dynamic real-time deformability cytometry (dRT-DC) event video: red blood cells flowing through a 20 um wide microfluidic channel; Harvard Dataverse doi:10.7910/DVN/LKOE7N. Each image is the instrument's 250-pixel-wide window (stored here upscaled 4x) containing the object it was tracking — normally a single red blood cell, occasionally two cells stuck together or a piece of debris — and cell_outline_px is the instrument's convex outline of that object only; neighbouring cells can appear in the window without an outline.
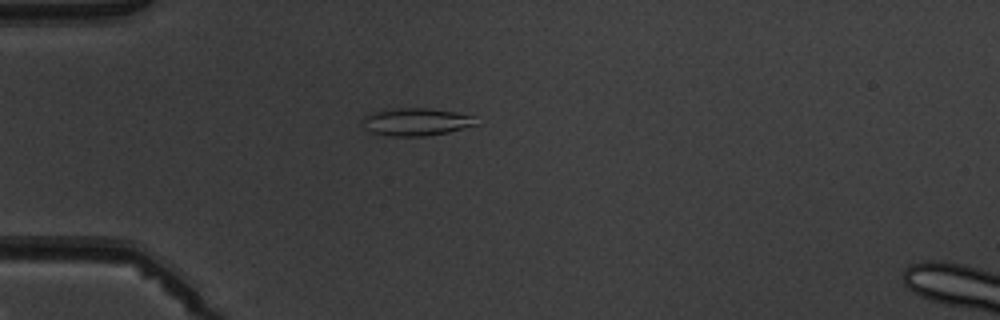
{"species": "common noctule bat (a hibernating species)", "species_latin": "Nyctalus noctula", "temperature_condition": "warm", "stored_images_in_passage": 5, "camera_frame_rate_fps": 3000, "um_per_image_px": 0.085, "animal": {"sex": "male", "body_mass_g": 19.5, "forearm_length_mm": 54.6}, "frame": {"image": 1, "passage_image": 4, "time_ms": 4.333, "image_size_px": [1000, 320], "cell_outline_px": [[476, 124], [448, 132], [424, 136], [392, 136], [372, 132], [364, 128], [360, 120], [364, 116], [372, 112], [384, 108], [428, 108], [456, 112], [472, 116]], "centroid_in_image_um": [35.27, 10.34], "position_along_channel_um": 49.7, "area_um2": 18.26}}